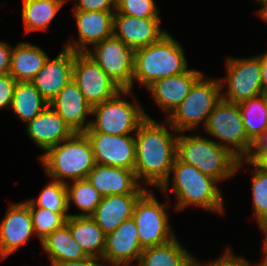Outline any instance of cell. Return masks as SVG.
<instances>
[{
	"mask_svg": "<svg viewBox=\"0 0 267 266\" xmlns=\"http://www.w3.org/2000/svg\"><path fill=\"white\" fill-rule=\"evenodd\" d=\"M11 205L0 224V256L3 259L35 233L28 204L23 202Z\"/></svg>",
	"mask_w": 267,
	"mask_h": 266,
	"instance_id": "obj_17",
	"label": "cell"
},
{
	"mask_svg": "<svg viewBox=\"0 0 267 266\" xmlns=\"http://www.w3.org/2000/svg\"><path fill=\"white\" fill-rule=\"evenodd\" d=\"M142 194H116L102 198L91 218L105 234L113 232L123 221L133 216L136 201Z\"/></svg>",
	"mask_w": 267,
	"mask_h": 266,
	"instance_id": "obj_23",
	"label": "cell"
},
{
	"mask_svg": "<svg viewBox=\"0 0 267 266\" xmlns=\"http://www.w3.org/2000/svg\"><path fill=\"white\" fill-rule=\"evenodd\" d=\"M228 249L227 252L220 257V259L210 262L207 266H250L243 258L235 257L232 252ZM205 266V265H203Z\"/></svg>",
	"mask_w": 267,
	"mask_h": 266,
	"instance_id": "obj_38",
	"label": "cell"
},
{
	"mask_svg": "<svg viewBox=\"0 0 267 266\" xmlns=\"http://www.w3.org/2000/svg\"><path fill=\"white\" fill-rule=\"evenodd\" d=\"M114 13L115 11H75L80 40L74 44L76 47L70 42L65 47L74 52H86V44L95 45L112 37Z\"/></svg>",
	"mask_w": 267,
	"mask_h": 266,
	"instance_id": "obj_20",
	"label": "cell"
},
{
	"mask_svg": "<svg viewBox=\"0 0 267 266\" xmlns=\"http://www.w3.org/2000/svg\"><path fill=\"white\" fill-rule=\"evenodd\" d=\"M48 58L39 47L19 43L12 49L9 74L16 81H31Z\"/></svg>",
	"mask_w": 267,
	"mask_h": 266,
	"instance_id": "obj_25",
	"label": "cell"
},
{
	"mask_svg": "<svg viewBox=\"0 0 267 266\" xmlns=\"http://www.w3.org/2000/svg\"><path fill=\"white\" fill-rule=\"evenodd\" d=\"M68 185L66 183L68 209L72 200L82 211L88 213L82 212L70 216H91L102 201L103 196L90 184L87 178L73 181L71 187Z\"/></svg>",
	"mask_w": 267,
	"mask_h": 266,
	"instance_id": "obj_31",
	"label": "cell"
},
{
	"mask_svg": "<svg viewBox=\"0 0 267 266\" xmlns=\"http://www.w3.org/2000/svg\"><path fill=\"white\" fill-rule=\"evenodd\" d=\"M159 23L160 18H137L114 13L113 35L136 50L157 42L166 34L165 31H161ZM117 28L118 32H116Z\"/></svg>",
	"mask_w": 267,
	"mask_h": 266,
	"instance_id": "obj_16",
	"label": "cell"
},
{
	"mask_svg": "<svg viewBox=\"0 0 267 266\" xmlns=\"http://www.w3.org/2000/svg\"><path fill=\"white\" fill-rule=\"evenodd\" d=\"M260 16L265 20L267 21V9L265 11H263Z\"/></svg>",
	"mask_w": 267,
	"mask_h": 266,
	"instance_id": "obj_47",
	"label": "cell"
},
{
	"mask_svg": "<svg viewBox=\"0 0 267 266\" xmlns=\"http://www.w3.org/2000/svg\"><path fill=\"white\" fill-rule=\"evenodd\" d=\"M49 105L63 118L73 132H85L86 114L92 113V106L86 101L77 83L71 79L65 87L49 102Z\"/></svg>",
	"mask_w": 267,
	"mask_h": 266,
	"instance_id": "obj_19",
	"label": "cell"
},
{
	"mask_svg": "<svg viewBox=\"0 0 267 266\" xmlns=\"http://www.w3.org/2000/svg\"><path fill=\"white\" fill-rule=\"evenodd\" d=\"M94 46L95 53L87 50V54L122 90H131L134 74V50L114 35Z\"/></svg>",
	"mask_w": 267,
	"mask_h": 266,
	"instance_id": "obj_10",
	"label": "cell"
},
{
	"mask_svg": "<svg viewBox=\"0 0 267 266\" xmlns=\"http://www.w3.org/2000/svg\"><path fill=\"white\" fill-rule=\"evenodd\" d=\"M143 250L137 225L132 217L123 221L113 232L106 234L102 258L113 266H128L132 260L139 261Z\"/></svg>",
	"mask_w": 267,
	"mask_h": 266,
	"instance_id": "obj_14",
	"label": "cell"
},
{
	"mask_svg": "<svg viewBox=\"0 0 267 266\" xmlns=\"http://www.w3.org/2000/svg\"><path fill=\"white\" fill-rule=\"evenodd\" d=\"M191 257L174 237L164 244L145 248L139 266H183Z\"/></svg>",
	"mask_w": 267,
	"mask_h": 266,
	"instance_id": "obj_28",
	"label": "cell"
},
{
	"mask_svg": "<svg viewBox=\"0 0 267 266\" xmlns=\"http://www.w3.org/2000/svg\"><path fill=\"white\" fill-rule=\"evenodd\" d=\"M228 92L224 101L239 104L263 92L260 56L249 59H228Z\"/></svg>",
	"mask_w": 267,
	"mask_h": 266,
	"instance_id": "obj_12",
	"label": "cell"
},
{
	"mask_svg": "<svg viewBox=\"0 0 267 266\" xmlns=\"http://www.w3.org/2000/svg\"><path fill=\"white\" fill-rule=\"evenodd\" d=\"M245 159L267 172V154H249Z\"/></svg>",
	"mask_w": 267,
	"mask_h": 266,
	"instance_id": "obj_42",
	"label": "cell"
},
{
	"mask_svg": "<svg viewBox=\"0 0 267 266\" xmlns=\"http://www.w3.org/2000/svg\"><path fill=\"white\" fill-rule=\"evenodd\" d=\"M258 225L259 227L265 232L266 237H265V242H264V254H265V259L262 263L259 264V266H265L267 264V216L261 218L258 220Z\"/></svg>",
	"mask_w": 267,
	"mask_h": 266,
	"instance_id": "obj_44",
	"label": "cell"
},
{
	"mask_svg": "<svg viewBox=\"0 0 267 266\" xmlns=\"http://www.w3.org/2000/svg\"><path fill=\"white\" fill-rule=\"evenodd\" d=\"M92 146L96 164L134 170L136 162L135 137L84 132Z\"/></svg>",
	"mask_w": 267,
	"mask_h": 266,
	"instance_id": "obj_13",
	"label": "cell"
},
{
	"mask_svg": "<svg viewBox=\"0 0 267 266\" xmlns=\"http://www.w3.org/2000/svg\"><path fill=\"white\" fill-rule=\"evenodd\" d=\"M252 149L250 154H267V129L253 142Z\"/></svg>",
	"mask_w": 267,
	"mask_h": 266,
	"instance_id": "obj_40",
	"label": "cell"
},
{
	"mask_svg": "<svg viewBox=\"0 0 267 266\" xmlns=\"http://www.w3.org/2000/svg\"><path fill=\"white\" fill-rule=\"evenodd\" d=\"M248 139L253 143L267 129V94L262 93L238 104Z\"/></svg>",
	"mask_w": 267,
	"mask_h": 266,
	"instance_id": "obj_29",
	"label": "cell"
},
{
	"mask_svg": "<svg viewBox=\"0 0 267 266\" xmlns=\"http://www.w3.org/2000/svg\"><path fill=\"white\" fill-rule=\"evenodd\" d=\"M183 266H201L198 261H195L193 256Z\"/></svg>",
	"mask_w": 267,
	"mask_h": 266,
	"instance_id": "obj_45",
	"label": "cell"
},
{
	"mask_svg": "<svg viewBox=\"0 0 267 266\" xmlns=\"http://www.w3.org/2000/svg\"><path fill=\"white\" fill-rule=\"evenodd\" d=\"M34 232L39 236L40 241L44 240L55 230L61 228L70 215L66 213H54L49 209L36 206H29Z\"/></svg>",
	"mask_w": 267,
	"mask_h": 266,
	"instance_id": "obj_33",
	"label": "cell"
},
{
	"mask_svg": "<svg viewBox=\"0 0 267 266\" xmlns=\"http://www.w3.org/2000/svg\"><path fill=\"white\" fill-rule=\"evenodd\" d=\"M86 178L103 197L143 194L146 191V188L139 187L135 171L131 169L95 164Z\"/></svg>",
	"mask_w": 267,
	"mask_h": 266,
	"instance_id": "obj_18",
	"label": "cell"
},
{
	"mask_svg": "<svg viewBox=\"0 0 267 266\" xmlns=\"http://www.w3.org/2000/svg\"><path fill=\"white\" fill-rule=\"evenodd\" d=\"M52 266H61V261L51 260Z\"/></svg>",
	"mask_w": 267,
	"mask_h": 266,
	"instance_id": "obj_48",
	"label": "cell"
},
{
	"mask_svg": "<svg viewBox=\"0 0 267 266\" xmlns=\"http://www.w3.org/2000/svg\"><path fill=\"white\" fill-rule=\"evenodd\" d=\"M217 80L203 79L201 75L192 85L188 95L167 119L176 132L195 129L221 101L222 84Z\"/></svg>",
	"mask_w": 267,
	"mask_h": 266,
	"instance_id": "obj_6",
	"label": "cell"
},
{
	"mask_svg": "<svg viewBox=\"0 0 267 266\" xmlns=\"http://www.w3.org/2000/svg\"><path fill=\"white\" fill-rule=\"evenodd\" d=\"M75 52L69 48L54 59H46L43 68L30 81L40 94L50 102L73 78Z\"/></svg>",
	"mask_w": 267,
	"mask_h": 266,
	"instance_id": "obj_15",
	"label": "cell"
},
{
	"mask_svg": "<svg viewBox=\"0 0 267 266\" xmlns=\"http://www.w3.org/2000/svg\"><path fill=\"white\" fill-rule=\"evenodd\" d=\"M27 132L45 151L60 142L63 143L74 133L50 105L28 123Z\"/></svg>",
	"mask_w": 267,
	"mask_h": 266,
	"instance_id": "obj_21",
	"label": "cell"
},
{
	"mask_svg": "<svg viewBox=\"0 0 267 266\" xmlns=\"http://www.w3.org/2000/svg\"><path fill=\"white\" fill-rule=\"evenodd\" d=\"M50 260L72 261L88 257L72 237L70 228L64 224L41 241Z\"/></svg>",
	"mask_w": 267,
	"mask_h": 266,
	"instance_id": "obj_27",
	"label": "cell"
},
{
	"mask_svg": "<svg viewBox=\"0 0 267 266\" xmlns=\"http://www.w3.org/2000/svg\"><path fill=\"white\" fill-rule=\"evenodd\" d=\"M129 91L122 90L110 100L93 106L91 114H95L97 119L95 122H90V127L85 132L129 135L133 130H138L139 126L150 117L139 105L119 99L123 93H130Z\"/></svg>",
	"mask_w": 267,
	"mask_h": 266,
	"instance_id": "obj_7",
	"label": "cell"
},
{
	"mask_svg": "<svg viewBox=\"0 0 267 266\" xmlns=\"http://www.w3.org/2000/svg\"><path fill=\"white\" fill-rule=\"evenodd\" d=\"M65 0H23L22 17L27 32L47 30Z\"/></svg>",
	"mask_w": 267,
	"mask_h": 266,
	"instance_id": "obj_30",
	"label": "cell"
},
{
	"mask_svg": "<svg viewBox=\"0 0 267 266\" xmlns=\"http://www.w3.org/2000/svg\"><path fill=\"white\" fill-rule=\"evenodd\" d=\"M49 102L30 81H17L11 108L27 124L39 115Z\"/></svg>",
	"mask_w": 267,
	"mask_h": 266,
	"instance_id": "obj_26",
	"label": "cell"
},
{
	"mask_svg": "<svg viewBox=\"0 0 267 266\" xmlns=\"http://www.w3.org/2000/svg\"><path fill=\"white\" fill-rule=\"evenodd\" d=\"M72 79L92 107L122 91L87 52H75Z\"/></svg>",
	"mask_w": 267,
	"mask_h": 266,
	"instance_id": "obj_11",
	"label": "cell"
},
{
	"mask_svg": "<svg viewBox=\"0 0 267 266\" xmlns=\"http://www.w3.org/2000/svg\"><path fill=\"white\" fill-rule=\"evenodd\" d=\"M99 258L88 256L85 259L72 260V261H61V266H105L98 264L96 261Z\"/></svg>",
	"mask_w": 267,
	"mask_h": 266,
	"instance_id": "obj_41",
	"label": "cell"
},
{
	"mask_svg": "<svg viewBox=\"0 0 267 266\" xmlns=\"http://www.w3.org/2000/svg\"><path fill=\"white\" fill-rule=\"evenodd\" d=\"M48 176L62 183L85 179L95 166L91 143L84 132H74L64 144L61 142L46 150L41 157Z\"/></svg>",
	"mask_w": 267,
	"mask_h": 266,
	"instance_id": "obj_4",
	"label": "cell"
},
{
	"mask_svg": "<svg viewBox=\"0 0 267 266\" xmlns=\"http://www.w3.org/2000/svg\"><path fill=\"white\" fill-rule=\"evenodd\" d=\"M16 82L9 73L0 75V108L10 109Z\"/></svg>",
	"mask_w": 267,
	"mask_h": 266,
	"instance_id": "obj_36",
	"label": "cell"
},
{
	"mask_svg": "<svg viewBox=\"0 0 267 266\" xmlns=\"http://www.w3.org/2000/svg\"><path fill=\"white\" fill-rule=\"evenodd\" d=\"M176 157L218 181L232 176L243 162L229 145L200 136H177Z\"/></svg>",
	"mask_w": 267,
	"mask_h": 266,
	"instance_id": "obj_2",
	"label": "cell"
},
{
	"mask_svg": "<svg viewBox=\"0 0 267 266\" xmlns=\"http://www.w3.org/2000/svg\"><path fill=\"white\" fill-rule=\"evenodd\" d=\"M147 190L138 198L133 209L139 241L143 249L164 244L175 236L168 225L164 208Z\"/></svg>",
	"mask_w": 267,
	"mask_h": 266,
	"instance_id": "obj_9",
	"label": "cell"
},
{
	"mask_svg": "<svg viewBox=\"0 0 267 266\" xmlns=\"http://www.w3.org/2000/svg\"><path fill=\"white\" fill-rule=\"evenodd\" d=\"M177 137L166 127L147 118L137 130L135 137L136 162L134 171L137 180L141 177L166 192L169 174L176 159Z\"/></svg>",
	"mask_w": 267,
	"mask_h": 266,
	"instance_id": "obj_1",
	"label": "cell"
},
{
	"mask_svg": "<svg viewBox=\"0 0 267 266\" xmlns=\"http://www.w3.org/2000/svg\"><path fill=\"white\" fill-rule=\"evenodd\" d=\"M115 10L137 18H159L154 0H116Z\"/></svg>",
	"mask_w": 267,
	"mask_h": 266,
	"instance_id": "obj_35",
	"label": "cell"
},
{
	"mask_svg": "<svg viewBox=\"0 0 267 266\" xmlns=\"http://www.w3.org/2000/svg\"><path fill=\"white\" fill-rule=\"evenodd\" d=\"M204 125L209 134L233 145L235 147L233 153L239 159L243 160V154L247 157L253 151V143L246 135L238 104L221 99L209 114Z\"/></svg>",
	"mask_w": 267,
	"mask_h": 266,
	"instance_id": "obj_8",
	"label": "cell"
},
{
	"mask_svg": "<svg viewBox=\"0 0 267 266\" xmlns=\"http://www.w3.org/2000/svg\"><path fill=\"white\" fill-rule=\"evenodd\" d=\"M258 1L263 4V8H261V10H259L258 13L260 15L263 11L267 9V0H258Z\"/></svg>",
	"mask_w": 267,
	"mask_h": 266,
	"instance_id": "obj_46",
	"label": "cell"
},
{
	"mask_svg": "<svg viewBox=\"0 0 267 266\" xmlns=\"http://www.w3.org/2000/svg\"><path fill=\"white\" fill-rule=\"evenodd\" d=\"M254 165L256 171L252 177V191H253V207L257 221L267 216V172L259 169L255 164L245 160Z\"/></svg>",
	"mask_w": 267,
	"mask_h": 266,
	"instance_id": "obj_34",
	"label": "cell"
},
{
	"mask_svg": "<svg viewBox=\"0 0 267 266\" xmlns=\"http://www.w3.org/2000/svg\"><path fill=\"white\" fill-rule=\"evenodd\" d=\"M173 191L178 199L177 210L198 205L204 209L223 213L222 195L215 178L201 173L196 167L180 161L177 157L172 165Z\"/></svg>",
	"mask_w": 267,
	"mask_h": 266,
	"instance_id": "obj_5",
	"label": "cell"
},
{
	"mask_svg": "<svg viewBox=\"0 0 267 266\" xmlns=\"http://www.w3.org/2000/svg\"><path fill=\"white\" fill-rule=\"evenodd\" d=\"M201 75L200 71L188 70L159 79L148 89L165 112L173 111L188 95L192 85Z\"/></svg>",
	"mask_w": 267,
	"mask_h": 266,
	"instance_id": "obj_22",
	"label": "cell"
},
{
	"mask_svg": "<svg viewBox=\"0 0 267 266\" xmlns=\"http://www.w3.org/2000/svg\"><path fill=\"white\" fill-rule=\"evenodd\" d=\"M65 224L70 228L72 237L87 256L102 259L106 234L91 216H70Z\"/></svg>",
	"mask_w": 267,
	"mask_h": 266,
	"instance_id": "obj_24",
	"label": "cell"
},
{
	"mask_svg": "<svg viewBox=\"0 0 267 266\" xmlns=\"http://www.w3.org/2000/svg\"><path fill=\"white\" fill-rule=\"evenodd\" d=\"M28 206H37L49 209L54 213H66L68 210L66 183L52 180L36 200L26 202Z\"/></svg>",
	"mask_w": 267,
	"mask_h": 266,
	"instance_id": "obj_32",
	"label": "cell"
},
{
	"mask_svg": "<svg viewBox=\"0 0 267 266\" xmlns=\"http://www.w3.org/2000/svg\"><path fill=\"white\" fill-rule=\"evenodd\" d=\"M11 52L12 48L7 43L0 42V75L9 73Z\"/></svg>",
	"mask_w": 267,
	"mask_h": 266,
	"instance_id": "obj_39",
	"label": "cell"
},
{
	"mask_svg": "<svg viewBox=\"0 0 267 266\" xmlns=\"http://www.w3.org/2000/svg\"><path fill=\"white\" fill-rule=\"evenodd\" d=\"M116 8V0H78L74 11H111Z\"/></svg>",
	"mask_w": 267,
	"mask_h": 266,
	"instance_id": "obj_37",
	"label": "cell"
},
{
	"mask_svg": "<svg viewBox=\"0 0 267 266\" xmlns=\"http://www.w3.org/2000/svg\"><path fill=\"white\" fill-rule=\"evenodd\" d=\"M187 71L183 49L168 33L157 42L134 50L133 79L147 88L159 79Z\"/></svg>",
	"mask_w": 267,
	"mask_h": 266,
	"instance_id": "obj_3",
	"label": "cell"
},
{
	"mask_svg": "<svg viewBox=\"0 0 267 266\" xmlns=\"http://www.w3.org/2000/svg\"><path fill=\"white\" fill-rule=\"evenodd\" d=\"M260 68L263 92L267 94V53L260 55Z\"/></svg>",
	"mask_w": 267,
	"mask_h": 266,
	"instance_id": "obj_43",
	"label": "cell"
}]
</instances>
